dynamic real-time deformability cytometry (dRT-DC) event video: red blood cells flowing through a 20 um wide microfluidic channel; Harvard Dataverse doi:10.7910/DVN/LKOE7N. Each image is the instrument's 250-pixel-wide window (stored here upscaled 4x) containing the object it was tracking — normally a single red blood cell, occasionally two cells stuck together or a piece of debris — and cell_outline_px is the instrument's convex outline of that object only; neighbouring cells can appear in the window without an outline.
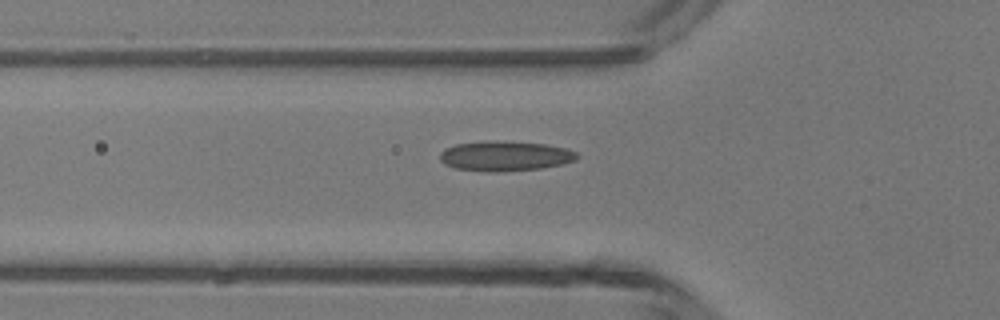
{"species": "common noctule bat (a hibernating species)", "species_latin": "Nyctalus noctula", "temperature_condition": "room temperature", "stored_images_in_passage": 4, "camera_frame_rate_fps": 3000, "um_per_image_px": 0.085, "animal": {"sex": "male", "body_mass_g": 13.3}, "frame": {"image": 1, "passage_image": 2, "time_ms": 0.333, "image_size_px": [1000, 320], "cell_outline_px": [[580, 156], [576, 160], [564, 164], [540, 168], [496, 172], [484, 172], [456, 168], [444, 164], [440, 160], [440, 152], [444, 148], [456, 144], [492, 140], [544, 144], [564, 148], [576, 152]], "centroid_in_image_um": [42.91, 13.26], "position_along_channel_um": 82.9, "area_um2": 23.99}}